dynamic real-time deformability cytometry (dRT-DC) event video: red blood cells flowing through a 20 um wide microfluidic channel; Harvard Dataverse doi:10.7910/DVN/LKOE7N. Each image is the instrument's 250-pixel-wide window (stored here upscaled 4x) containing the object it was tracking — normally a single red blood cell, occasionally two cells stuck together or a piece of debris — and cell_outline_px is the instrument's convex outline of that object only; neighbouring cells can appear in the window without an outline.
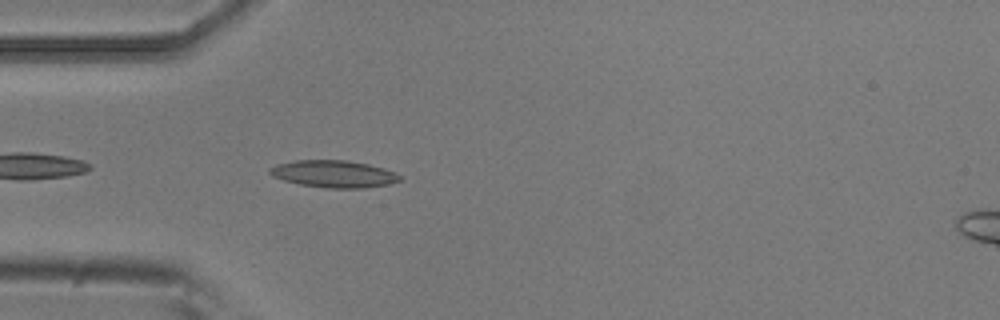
{"species": "common noctule bat (a hibernating species)", "species_latin": "Nyctalus noctula", "temperature_condition": "room temperature", "stored_images_in_passage": 5, "camera_frame_rate_fps": 3000, "um_per_image_px": 0.085, "animal": {"sex": "male", "body_mass_g": 20.5, "forearm_length_mm": 52.5}, "frame": {"image": 1, "passage_image": 5, "time_ms": 1.333, "image_size_px": [1000, 320], "cell_outline_px": [[404, 176], [400, 180], [388, 184], [364, 188], [328, 188], [300, 184], [284, 180], [272, 176], [268, 172], [268, 168], [276, 164], [296, 160], [348, 160], [368, 164], [384, 168]], "centroid_in_image_um": [28.37, 14.77], "position_along_channel_um": 56.6, "area_um2": 20.63}}